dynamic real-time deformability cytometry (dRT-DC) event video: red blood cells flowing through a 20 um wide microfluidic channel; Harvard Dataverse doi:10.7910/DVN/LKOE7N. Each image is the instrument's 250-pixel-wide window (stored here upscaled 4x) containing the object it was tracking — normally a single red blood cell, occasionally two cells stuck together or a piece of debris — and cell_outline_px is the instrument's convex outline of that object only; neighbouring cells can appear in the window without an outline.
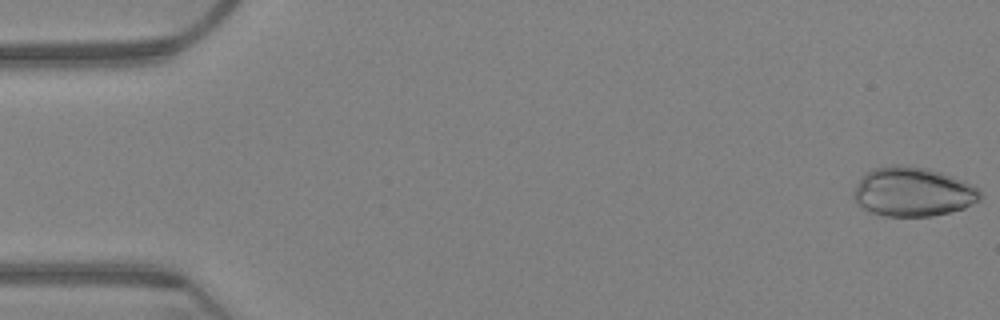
{"species": "Egyptian fruit bat (a non-hibernating species)", "species_latin": "Rousettus aegyptiacus", "temperature_condition": "warm", "stored_images_in_passage": 35, "camera_frame_rate_fps": 3000, "um_per_image_px": 0.085, "animal": {"sex": "female"}, "frame": {"image": 1, "passage_image": 1, "time_ms": 0.0, "image_size_px": [1000, 320], "cell_outline_px": [[984, 196], [980, 200], [964, 208], [952, 212], [932, 216], [884, 216], [872, 212], [856, 204], [852, 200], [852, 192], [856, 184], [872, 168], [892, 164], [900, 164], [928, 168], [964, 180], [976, 188]], "centroid_in_image_um": [77.58, 16.3], "position_along_channel_um": 7.4, "area_um2": 36.65}}
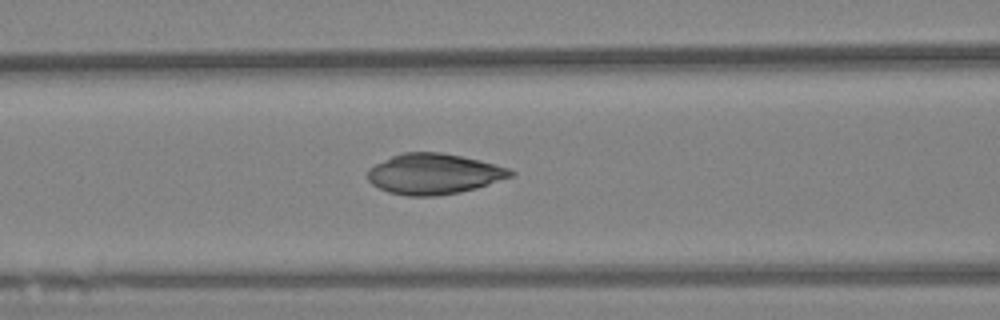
{"frame": {"image": 2, "passage_image": 27, "time_ms": 8.667, "image_size_px": [1000, 320], "cell_outline_px": [[516, 172], [512, 176], [476, 188], [460, 192], [436, 196], [404, 196], [388, 192], [372, 184], [368, 180], [368, 168], [392, 156], [404, 152], [440, 152], [480, 160], [508, 168]], "centroid_in_image_um": [36.86, 14.79], "position_along_channel_um": 129.7, "area_um2": 33.64}}
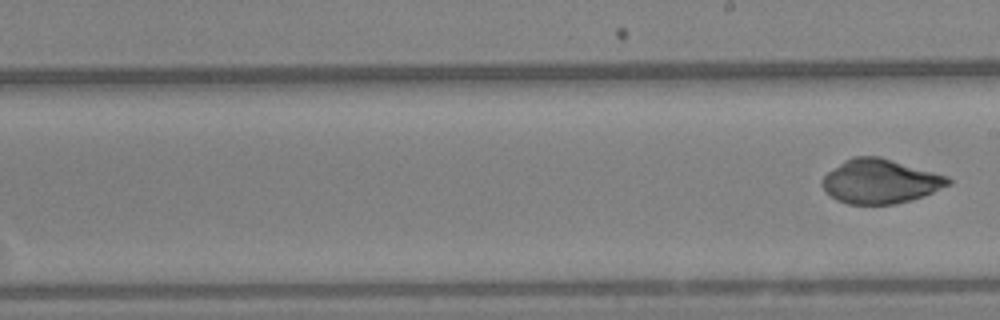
{"frame": {"image": 3, "passage_image": 35, "time_ms": 11.333, "image_size_px": [1000, 320], "cell_outline_px": [[952, 184], [924, 196], [912, 200], [896, 204], [848, 204], [836, 200], [824, 192], [820, 184], [824, 176], [828, 172], [844, 160], [852, 156], [880, 156], [948, 176], [952, 180]], "centroid_in_image_um": [74.81, 15.42], "position_along_channel_um": 214.2, "area_um2": 32.83}}